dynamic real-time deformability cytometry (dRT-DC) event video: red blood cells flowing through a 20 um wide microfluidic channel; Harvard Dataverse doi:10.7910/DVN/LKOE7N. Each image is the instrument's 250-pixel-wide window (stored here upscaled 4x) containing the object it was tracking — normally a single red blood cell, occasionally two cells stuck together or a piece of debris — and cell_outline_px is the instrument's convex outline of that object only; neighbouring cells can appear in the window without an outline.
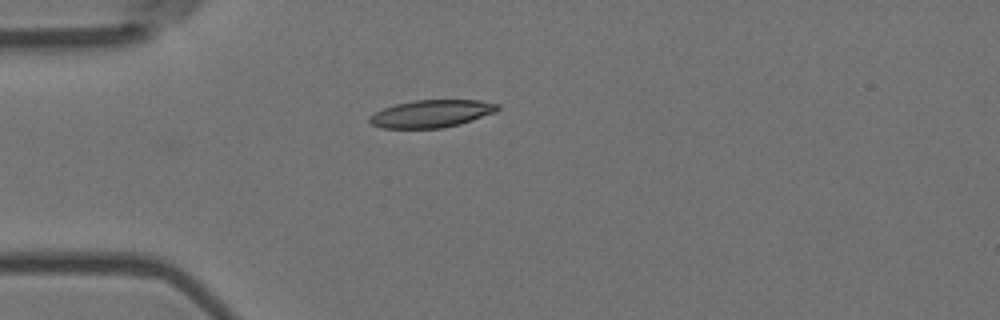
{"species": "Egyptian fruit bat (a non-hibernating species)", "species_latin": "Rousettus aegyptiacus", "temperature_condition": "room temperature", "stored_images_in_passage": 4, "camera_frame_rate_fps": 3000, "um_per_image_px": 0.085, "animal": {"sex": "female"}, "frame": {"image": 1, "passage_image": 4, "time_ms": 1.0, "image_size_px": [1000, 320], "cell_outline_px": [[500, 108], [496, 112], [460, 124], [444, 128], [380, 128], [372, 124], [368, 120], [368, 116], [384, 108], [396, 104], [416, 100], [480, 100], [500, 104]], "centroid_in_image_um": [36.7, 9.66], "position_along_channel_um": 48.3, "area_um2": 20.58}}